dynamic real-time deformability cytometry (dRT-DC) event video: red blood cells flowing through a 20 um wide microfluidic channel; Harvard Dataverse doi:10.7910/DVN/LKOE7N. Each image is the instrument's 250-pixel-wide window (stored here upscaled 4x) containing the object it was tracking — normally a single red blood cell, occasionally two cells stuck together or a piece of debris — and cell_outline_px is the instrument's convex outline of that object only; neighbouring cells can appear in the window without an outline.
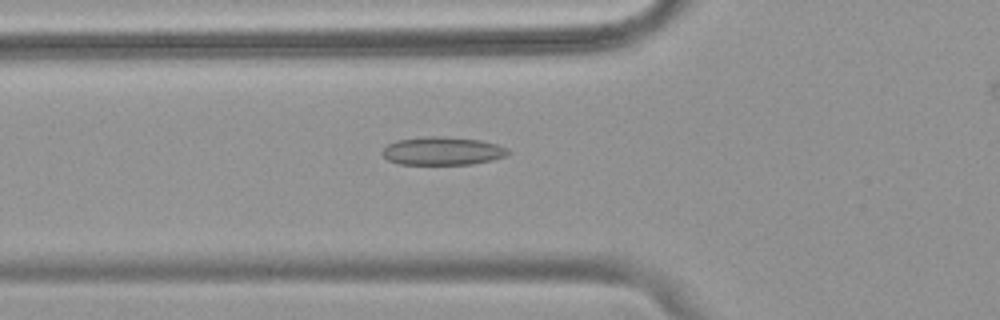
{"species": "common noctule bat (a hibernating species)", "species_latin": "Nyctalus noctula", "temperature_condition": "warm", "stored_images_in_passage": 33, "camera_frame_rate_fps": 3000, "um_per_image_px": 0.085, "animal": {"sex": "female", "body_mass_g": 18.4}, "frame": {"image": 1, "passage_image": 4, "time_ms": 1.0, "image_size_px": [1000, 320], "cell_outline_px": [[508, 152], [504, 156], [492, 160], [472, 164], [400, 164], [388, 160], [380, 152], [388, 144], [396, 140], [424, 136], [444, 136], [480, 140], [496, 144], [508, 148]], "centroid_in_image_um": [37.58, 12.82], "position_along_channel_um": 88.2, "area_um2": 20.63}}
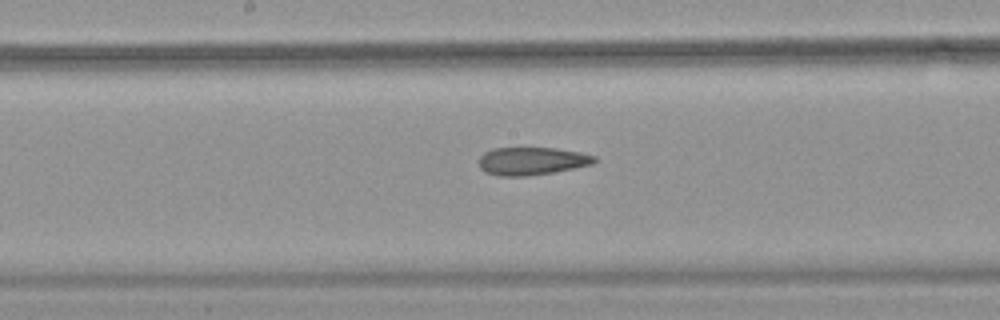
{"frame": {"image": 2, "passage_image": 13, "time_ms": 4.0, "image_size_px": [1000, 320], "cell_outline_px": [[596, 160], [592, 164], [556, 172], [528, 176], [496, 176], [484, 172], [480, 168], [480, 156], [484, 152], [492, 148], [556, 148], [580, 152], [596, 156]], "centroid_in_image_um": [45.19, 13.69], "position_along_channel_um": 203.0, "area_um2": 18.9}}
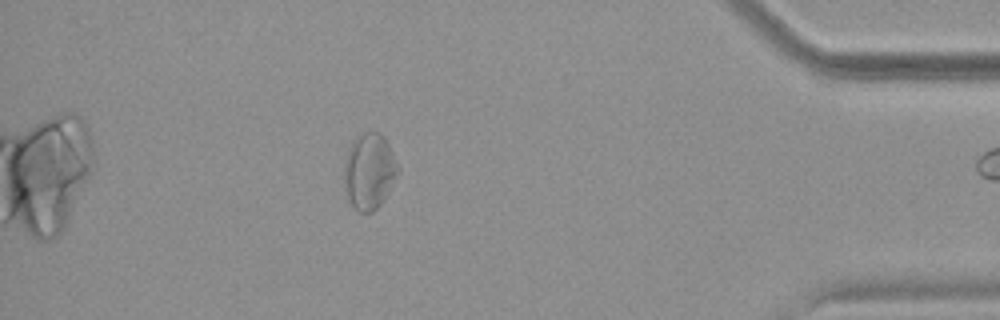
{"frame": {"image": 3, "passage_image": 32, "time_ms": 10.333, "image_size_px": [1000, 320], "cell_outline_px": [[400, 168], [384, 200], [372, 212], [360, 212], [348, 200], [344, 188], [344, 160], [348, 148], [352, 140], [356, 136], [364, 132], [380, 132], [384, 136]], "centroid_in_image_um": [31.36, 14.53], "position_along_channel_um": 403.8, "area_um2": 23.93}}